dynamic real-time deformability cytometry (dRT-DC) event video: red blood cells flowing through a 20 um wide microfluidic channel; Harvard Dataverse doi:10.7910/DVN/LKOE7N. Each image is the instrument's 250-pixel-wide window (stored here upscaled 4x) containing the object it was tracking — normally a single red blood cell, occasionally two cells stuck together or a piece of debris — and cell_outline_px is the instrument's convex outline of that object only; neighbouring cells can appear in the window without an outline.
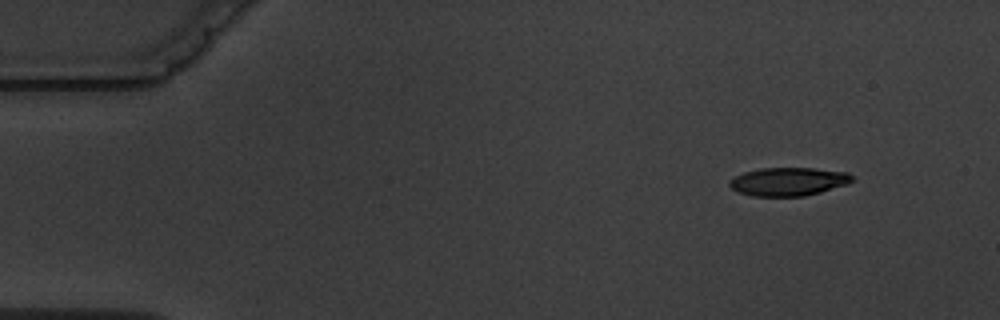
{"species": "common noctule bat (a hibernating species)", "species_latin": "Nyctalus noctula", "temperature_condition": "warm", "stored_images_in_passage": 4, "camera_frame_rate_fps": 3000, "um_per_image_px": 0.085, "animal": {"sex": "male", "body_mass_g": 19.5, "forearm_length_mm": 54.6}, "frame": {"image": 1, "passage_image": 1, "time_ms": 0.0, "image_size_px": [1000, 320], "cell_outline_px": [[856, 180], [848, 184], [820, 192], [804, 196], [752, 196], [740, 192], [732, 188], [728, 184], [728, 180], [744, 172], [760, 168], [816, 168], [848, 172]], "centroid_in_image_um": [67.04, 15.43], "position_along_channel_um": 18.0, "area_um2": 20.35}}